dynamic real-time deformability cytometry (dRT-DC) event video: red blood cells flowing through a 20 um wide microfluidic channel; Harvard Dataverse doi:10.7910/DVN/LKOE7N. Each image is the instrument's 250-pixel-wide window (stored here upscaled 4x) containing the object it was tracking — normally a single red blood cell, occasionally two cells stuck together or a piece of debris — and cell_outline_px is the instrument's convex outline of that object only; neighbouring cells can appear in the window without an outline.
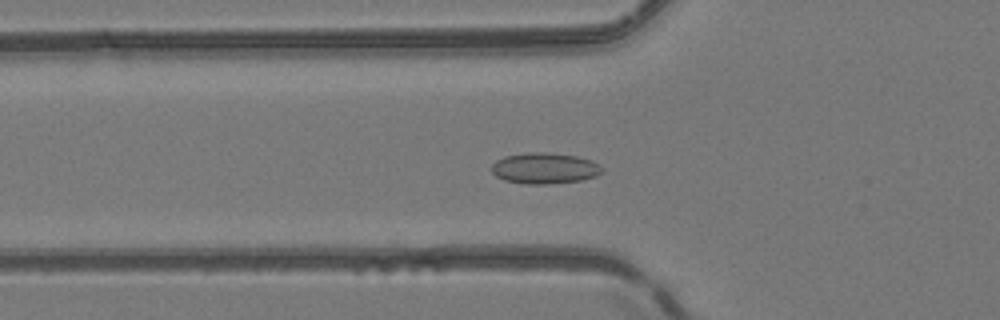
{"species": "common noctule bat (a hibernating species)", "species_latin": "Nyctalus noctula", "temperature_condition": "room temperature", "stored_images_in_passage": 50, "camera_frame_rate_fps": 3000, "um_per_image_px": 0.085, "animal": {"sex": "female", "body_mass_g": 24.6, "forearm_length_mm": 56.2}, "frame": {"image": 1, "passage_image": 18, "time_ms": 5.667, "image_size_px": [1000, 320], "cell_outline_px": [[604, 172], [596, 176], [580, 180], [548, 184], [528, 184], [504, 180], [496, 176], [492, 172], [492, 164], [496, 160], [504, 156], [528, 152], [544, 152], [576, 156], [592, 160], [600, 164], [604, 168]], "centroid_in_image_um": [46.32, 14.3], "position_along_channel_um": 79.5, "area_um2": 20.06}}
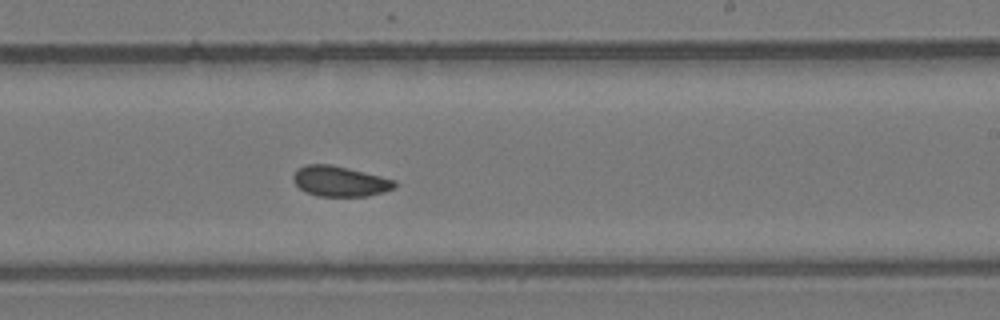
{"frame": {"image": 2, "passage_image": 31, "time_ms": 10.0, "image_size_px": [1000, 320], "cell_outline_px": [[396, 188], [368, 196], [316, 196], [304, 192], [292, 180], [292, 176], [296, 168], [304, 164], [332, 164], [396, 180]], "centroid_in_image_um": [28.85, 15.4], "position_along_channel_um": 260.2, "area_um2": 18.15}}
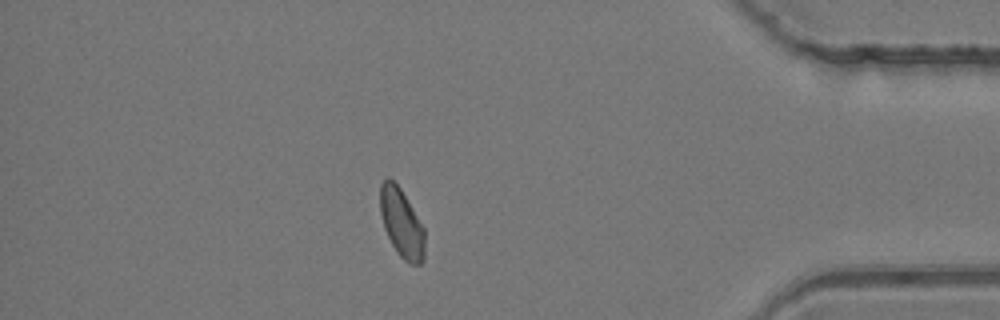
{"frame": {"image": 3, "passage_image": 44, "time_ms": 14.333, "image_size_px": [1000, 320], "cell_outline_px": [[424, 260], [420, 264], [412, 264], [404, 260], [396, 252], [384, 228], [380, 212], [380, 184], [388, 176], [400, 188], [424, 228]], "centroid_in_image_um": [34.12, 18.97], "position_along_channel_um": 401.1, "area_um2": 17.69}, "authors_computed_cell_mechanics": {"area_um2": 18.3515, "velocity_mm_per_s": 4.1553, "shape_relaxation_time_tau1_ms": null, "shape_relaxation_time_tau2_ms": 2.883, "deformation_change_tau1": null, "deformation_change_tau2": 0.0627}}